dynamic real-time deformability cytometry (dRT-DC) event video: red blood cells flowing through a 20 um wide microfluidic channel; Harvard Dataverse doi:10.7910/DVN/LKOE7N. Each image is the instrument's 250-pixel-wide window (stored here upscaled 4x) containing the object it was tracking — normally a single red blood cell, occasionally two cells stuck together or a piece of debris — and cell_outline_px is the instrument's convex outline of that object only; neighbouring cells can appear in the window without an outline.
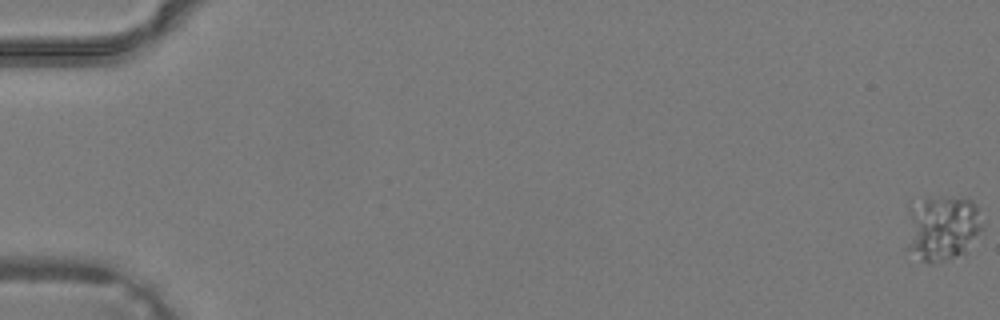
{"species": "common noctule bat (a hibernating species)", "species_latin": "Nyctalus noctula", "temperature_condition": "warm", "stored_images_in_passage": 42, "camera_frame_rate_fps": 3000, "um_per_image_px": 0.085, "animal": {"sex": "male", "body_mass_g": 19.2, "forearm_length_mm": 51.8}, "frame": {"image": 1, "passage_image": 1, "time_ms": 0.0, "image_size_px": [1000, 320], "cell_outline_px": [[984, 228], [964, 256], [936, 264], [932, 264], [920, 260], [904, 248], [908, 204], [940, 196], [964, 196], [972, 200], [976, 204], [984, 224]], "centroid_in_image_um": [80.08, 19.4], "position_along_channel_um": 4.9, "area_um2": 30.87}}
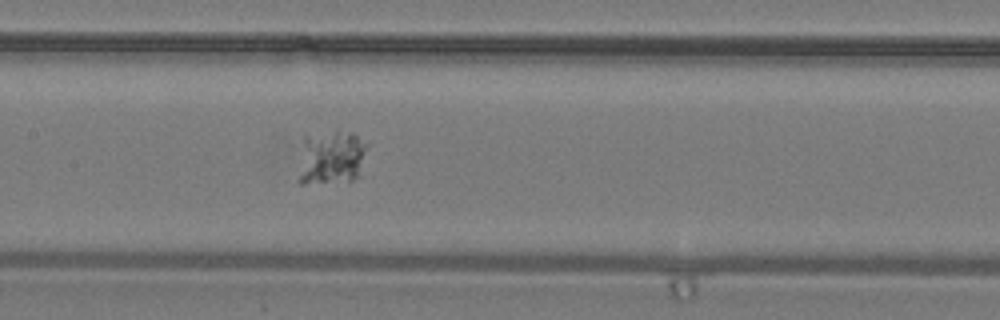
{"frame": {"image": 2, "passage_image": 22, "time_ms": 7.0, "image_size_px": [1000, 320], "cell_outline_px": [[368, 144], [360, 176], [352, 180], [304, 184], [300, 184], [296, 180], [304, 136], [336, 128], [352, 132]], "centroid_in_image_um": [28.15, 13.35], "position_along_channel_um": 179.3, "area_um2": 22.6}}
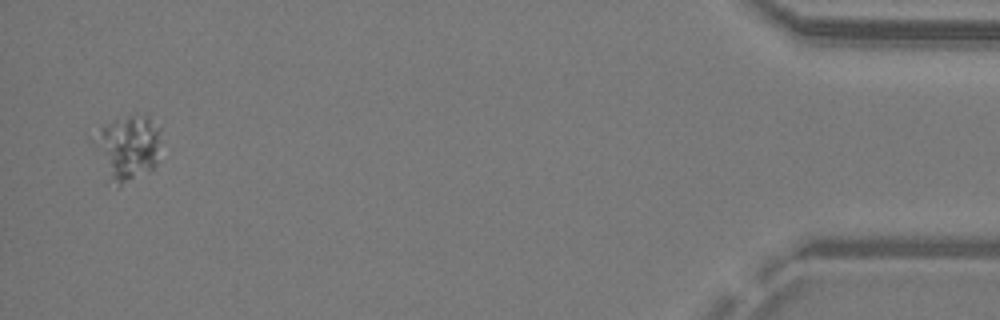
{"frame": {"image": 3, "passage_image": 41, "time_ms": 13.333, "image_size_px": [1000, 320], "cell_outline_px": [[160, 132], [156, 164], [152, 168], [120, 184], [112, 176], [92, 144], [92, 140], [100, 128], [116, 120], [128, 116], [148, 116], [160, 128]], "centroid_in_image_um": [10.9, 12.45], "position_along_channel_um": 424.3, "area_um2": 23.64}}